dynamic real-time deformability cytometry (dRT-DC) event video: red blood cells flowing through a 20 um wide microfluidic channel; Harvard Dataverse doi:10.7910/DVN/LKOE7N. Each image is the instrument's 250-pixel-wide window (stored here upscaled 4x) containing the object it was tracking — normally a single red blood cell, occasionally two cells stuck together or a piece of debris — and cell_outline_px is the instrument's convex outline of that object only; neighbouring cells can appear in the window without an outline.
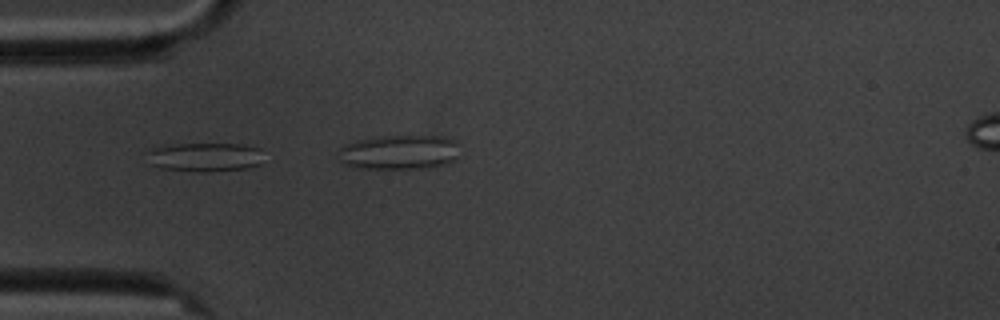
{"species": "common noctule bat (a hibernating species)", "species_latin": "Nyctalus noctula", "temperature_condition": "cold", "stored_images_in_passage": 5, "camera_frame_rate_fps": 3000, "um_per_image_px": 0.085, "animal": {"sex": "male", "body_mass_g": 20.1, "forearm_length_mm": 53.5}, "frame": {"image": 1, "passage_image": 4, "time_ms": 4.333, "image_size_px": [1000, 320], "cell_outline_px": [[260, 164], [248, 168], [208, 172], [200, 172], [160, 168], [148, 164], [144, 152], [156, 148], [180, 144], [244, 144], [260, 148]], "centroid_in_image_um": [17.37, 13.36], "position_along_channel_um": 67.6, "area_um2": 19.77}}